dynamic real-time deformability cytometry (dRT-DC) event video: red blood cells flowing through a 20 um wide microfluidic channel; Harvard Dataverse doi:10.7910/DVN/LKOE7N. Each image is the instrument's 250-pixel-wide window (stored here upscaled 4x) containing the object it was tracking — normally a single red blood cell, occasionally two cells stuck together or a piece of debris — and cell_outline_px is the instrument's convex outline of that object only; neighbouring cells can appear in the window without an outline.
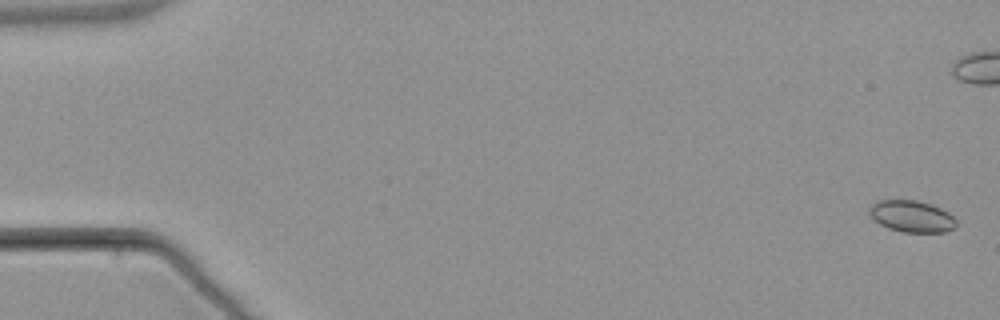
{"species": "common noctule bat (a hibernating species)", "species_latin": "Nyctalus noctula", "temperature_condition": "warm", "stored_images_in_passage": 8, "camera_frame_rate_fps": 3000, "um_per_image_px": 0.085, "animal": {"sex": "male", "body_mass_g": 21.5, "forearm_length_mm": 52.0}, "frame": {"image": 1, "passage_image": 1, "time_ms": 0.0, "image_size_px": [1000, 320], "cell_outline_px": [[956, 228], [944, 232], [904, 232], [888, 228], [880, 224], [868, 212], [868, 208], [876, 200], [916, 200], [932, 204], [948, 212], [956, 220]], "centroid_in_image_um": [77.5, 18.38], "position_along_channel_um": 7.5, "area_um2": 16.07}}
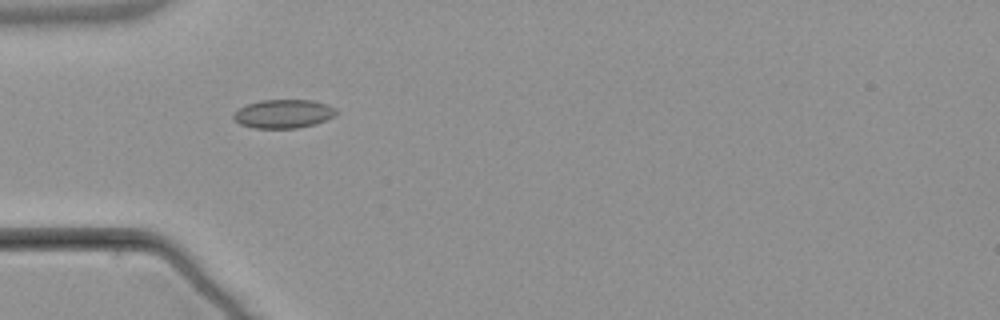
{"frame": {"image": 2, "passage_image": 5, "time_ms": 6.667, "image_size_px": [1000, 320], "cell_outline_px": [[336, 116], [316, 124], [296, 128], [256, 128], [240, 124], [232, 116], [240, 108], [248, 104], [260, 100], [312, 100], [336, 108]], "centroid_in_image_um": [24.12, 9.67], "position_along_channel_um": 60.9, "area_um2": 16.99}}
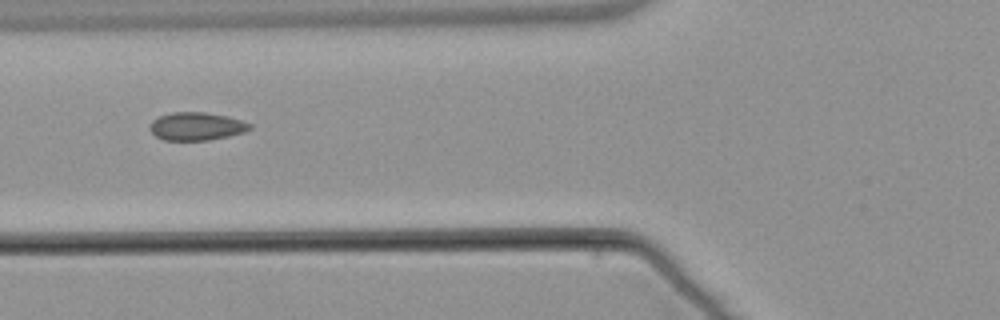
{"frame": {"image": 3, "passage_image": 6, "time_ms": 8.0, "image_size_px": [1000, 320], "cell_outline_px": [[252, 128], [244, 132], [228, 136], [208, 140], [164, 140], [156, 136], [148, 128], [152, 120], [160, 116], [172, 112], [204, 112], [228, 116], [252, 124]], "centroid_in_image_um": [16.69, 10.73], "position_along_channel_um": 109.1, "area_um2": 16.3}}